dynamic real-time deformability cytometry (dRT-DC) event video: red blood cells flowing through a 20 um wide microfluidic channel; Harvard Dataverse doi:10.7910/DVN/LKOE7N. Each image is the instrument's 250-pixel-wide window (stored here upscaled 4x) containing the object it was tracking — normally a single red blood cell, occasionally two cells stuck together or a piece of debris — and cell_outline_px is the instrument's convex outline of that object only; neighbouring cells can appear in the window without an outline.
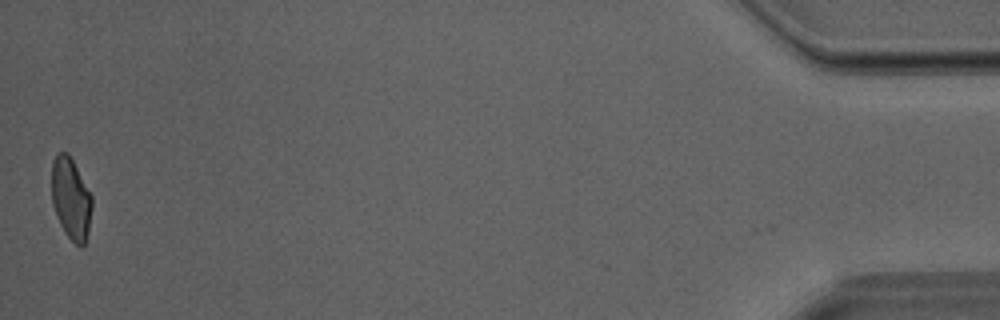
{"species": "Egyptian fruit bat (a non-hibernating species)", "species_latin": "Rousettus aegyptiacus", "temperature_condition": "room temperature", "stored_images_in_passage": 38, "camera_frame_rate_fps": 3000, "um_per_image_px": 0.085, "animal": {"sex": "male"}, "frame": {"image": 1, "passage_image": 38, "time_ms": 12.333, "image_size_px": [1000, 320], "cell_outline_px": [[92, 208], [88, 232], [84, 244], [80, 248], [64, 232], [60, 224], [52, 204], [52, 160], [56, 152], [68, 152], [92, 196]], "centroid_in_image_um": [6.02, 16.86], "position_along_channel_um": 429.2, "area_um2": 19.19}}